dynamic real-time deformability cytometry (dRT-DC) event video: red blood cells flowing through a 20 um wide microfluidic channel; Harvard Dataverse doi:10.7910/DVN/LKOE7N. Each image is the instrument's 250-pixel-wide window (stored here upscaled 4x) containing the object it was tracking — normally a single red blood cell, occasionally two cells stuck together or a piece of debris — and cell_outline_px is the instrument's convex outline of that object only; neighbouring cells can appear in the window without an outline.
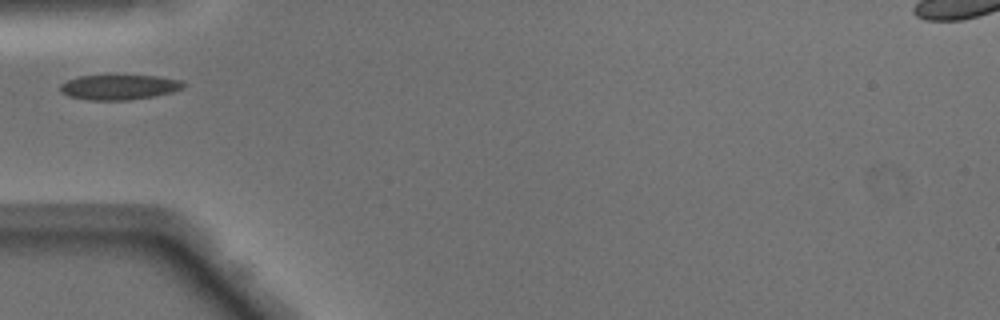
{"species": "Egyptian fruit bat (a non-hibernating species)", "species_latin": "Rousettus aegyptiacus", "temperature_condition": "warm", "stored_images_in_passage": 29, "camera_frame_rate_fps": 3000, "um_per_image_px": 0.085, "animal": {"sex": "male"}, "frame": {"image": 1, "passage_image": 1, "time_ms": 0.0, "image_size_px": [1000, 320], "cell_outline_px": [[184, 88], [172, 92], [156, 96], [132, 100], [88, 100], [68, 96], [60, 92], [60, 84], [68, 80], [80, 76], [108, 72], [116, 72], [160, 76], [180, 80], [184, 84]], "centroid_in_image_um": [10.12, 7.35], "position_along_channel_um": 74.9, "area_um2": 19.25}}
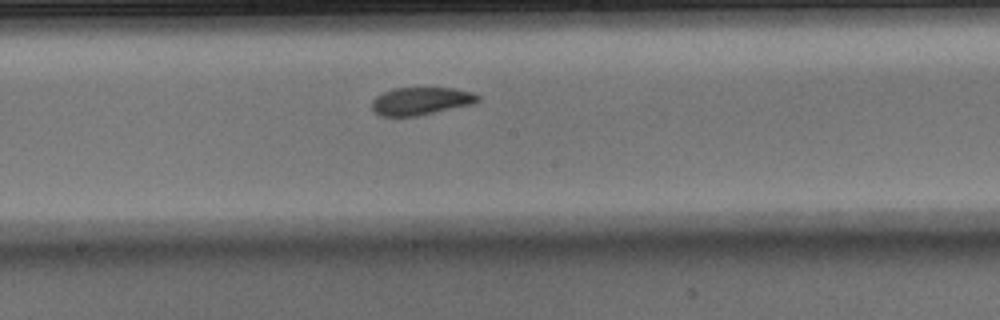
{"frame": {"image": 2, "passage_image": 11, "time_ms": 3.333, "image_size_px": [1000, 320], "cell_outline_px": [[480, 100], [476, 104], [416, 116], [380, 116], [372, 108], [372, 100], [376, 96], [384, 92], [396, 88], [456, 88], [472, 92], [480, 96]], "centroid_in_image_um": [35.83, 8.59], "position_along_channel_um": 212.4, "area_um2": 17.22}}
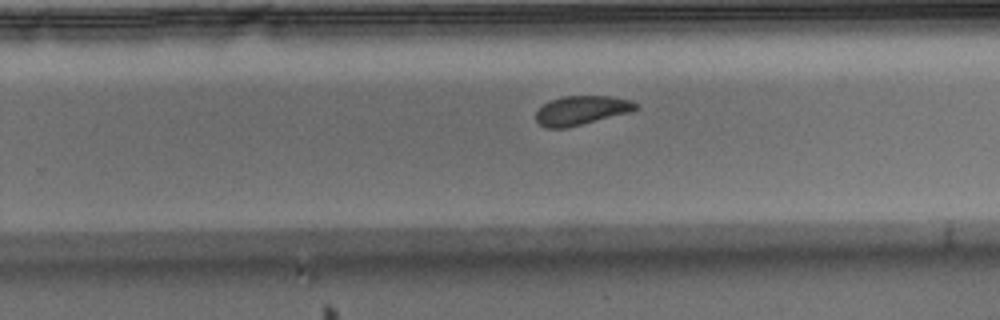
{"frame": {"image": 3, "passage_image": 16, "time_ms": 5.0, "image_size_px": [1000, 320], "cell_outline_px": [[640, 108], [632, 112], [568, 128], [544, 128], [536, 120], [536, 112], [544, 104], [552, 100], [564, 96], [612, 96], [628, 100], [636, 104]], "centroid_in_image_um": [49.44, 9.4], "position_along_channel_um": 280.4, "area_um2": 16.99}}